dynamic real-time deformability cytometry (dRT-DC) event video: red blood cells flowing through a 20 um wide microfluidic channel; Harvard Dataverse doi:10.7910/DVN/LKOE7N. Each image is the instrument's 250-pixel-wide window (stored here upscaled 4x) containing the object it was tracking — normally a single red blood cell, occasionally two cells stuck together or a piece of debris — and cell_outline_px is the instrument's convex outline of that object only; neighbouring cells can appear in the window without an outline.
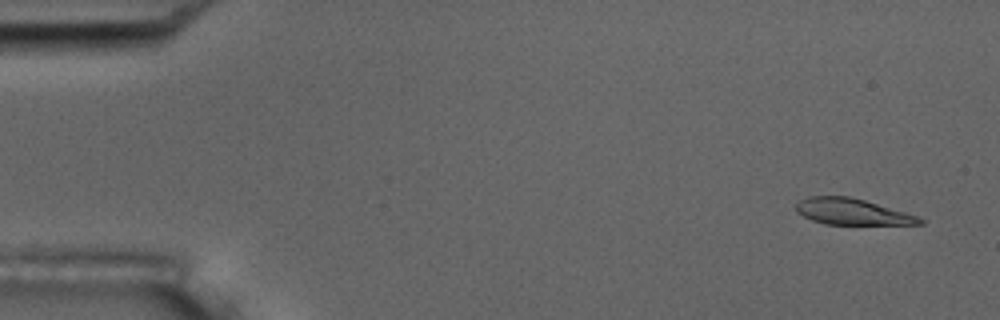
{"species": "common noctule bat (a hibernating species)", "species_latin": "Nyctalus noctula", "temperature_condition": "room temperature", "stored_images_in_passage": 6, "segment_of_instrument_passage": [1, 2], "camera_frame_rate_fps": 3000, "um_per_image_px": 0.085, "animal": {"sex": "male", "body_mass_g": 17.5, "forearm_length_mm": 52.3}, "frame": {"image": 1, "passage_image": 1, "time_ms": 0.0, "image_size_px": [1000, 320], "cell_outline_px": [[928, 220], [924, 224], [824, 224], [812, 220], [796, 212], [796, 204], [800, 200], [808, 196], [848, 196], [864, 200], [904, 212]], "centroid_in_image_um": [72.42, 18.0], "position_along_channel_um": 12.6, "area_um2": 18.67}}
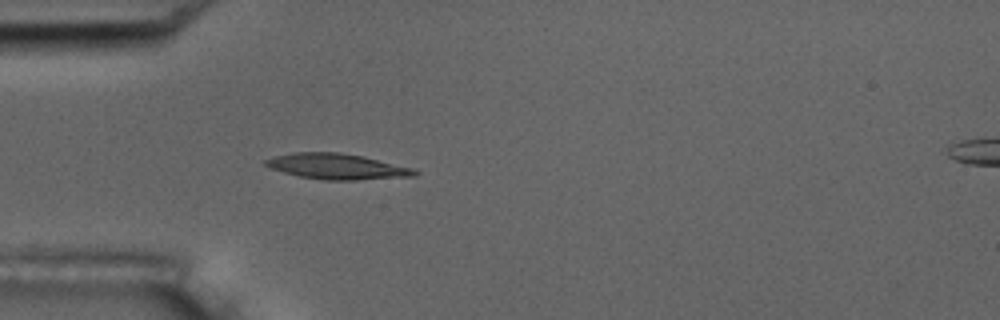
{"frame": {"image": 2, "passage_image": 5, "time_ms": 4.333, "image_size_px": [1000, 320], "cell_outline_px": [[420, 172], [416, 176], [356, 180], [324, 180], [300, 176], [284, 172], [272, 168], [264, 164], [264, 160], [276, 156], [296, 152], [340, 152], [364, 156], [412, 168]], "centroid_in_image_um": [28.68, 14.15], "position_along_channel_um": 56.3, "area_um2": 22.14}}